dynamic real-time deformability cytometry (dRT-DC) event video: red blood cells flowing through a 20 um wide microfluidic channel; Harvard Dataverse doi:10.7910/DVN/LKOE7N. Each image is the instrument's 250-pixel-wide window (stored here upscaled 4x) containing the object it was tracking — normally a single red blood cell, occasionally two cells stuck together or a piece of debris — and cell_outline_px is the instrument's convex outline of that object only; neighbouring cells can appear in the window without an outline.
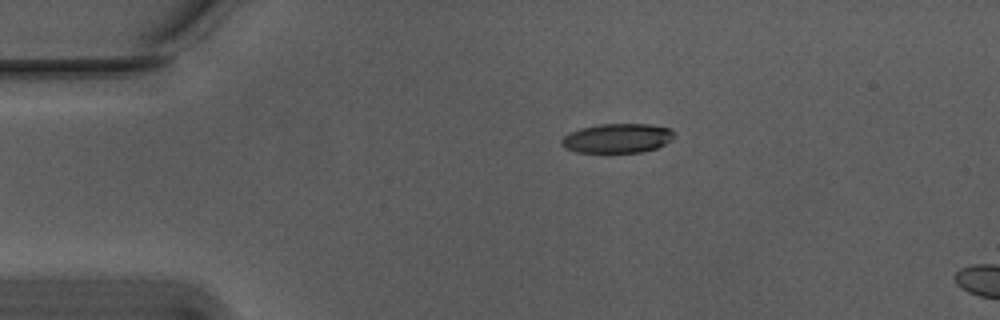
{"species": "Egyptian fruit bat (a non-hibernating species)", "species_latin": "Rousettus aegyptiacus", "temperature_condition": "warm", "stored_images_in_passage": 5, "camera_frame_rate_fps": 3000, "um_per_image_px": 0.085, "animal": {"sex": "male"}, "frame": {"image": 1, "passage_image": 1, "time_ms": 0.0, "image_size_px": [1000, 320], "cell_outline_px": [[676, 136], [672, 140], [656, 148], [644, 152], [576, 152], [564, 148], [560, 144], [560, 140], [564, 136], [580, 128], [600, 124], [648, 124], [672, 128]], "centroid_in_image_um": [52.5, 11.75], "position_along_channel_um": 32.5, "area_um2": 19.42}}